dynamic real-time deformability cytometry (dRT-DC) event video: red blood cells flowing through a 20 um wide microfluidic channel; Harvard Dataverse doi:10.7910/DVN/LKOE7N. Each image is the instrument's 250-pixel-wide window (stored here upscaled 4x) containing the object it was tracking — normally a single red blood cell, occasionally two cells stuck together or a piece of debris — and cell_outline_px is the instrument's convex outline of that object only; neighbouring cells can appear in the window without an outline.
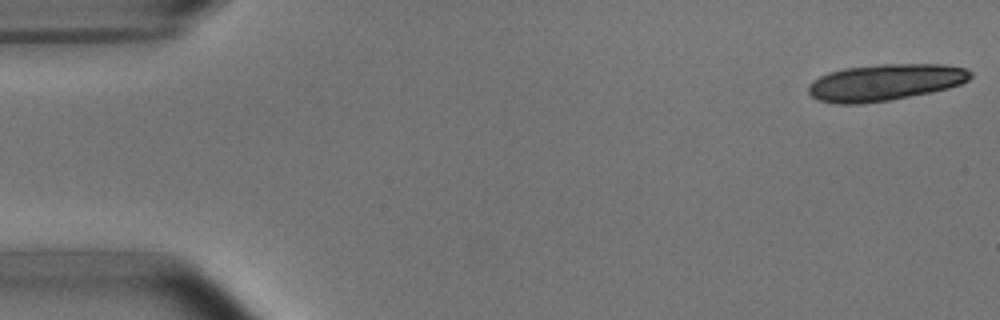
{"species": "common noctule bat (a hibernating species)", "species_latin": "Nyctalus noctula", "temperature_condition": "room temperature", "stored_images_in_passage": 17, "camera_frame_rate_fps": 3000, "um_per_image_px": 0.085, "animal": {"sex": "male", "body_mass_g": 15.6}, "frame": {"image": 1, "passage_image": 1, "time_ms": 0.0, "image_size_px": [1000, 320], "cell_outline_px": [[972, 76], [968, 80], [960, 84], [948, 88], [932, 92], [888, 100], [860, 104], [836, 104], [816, 100], [808, 92], [808, 84], [812, 80], [828, 72], [844, 68], [880, 64], [944, 64], [964, 68], [972, 72]], "centroid_in_image_um": [75.19, 7.0], "position_along_channel_um": 9.8, "area_um2": 34.74}}